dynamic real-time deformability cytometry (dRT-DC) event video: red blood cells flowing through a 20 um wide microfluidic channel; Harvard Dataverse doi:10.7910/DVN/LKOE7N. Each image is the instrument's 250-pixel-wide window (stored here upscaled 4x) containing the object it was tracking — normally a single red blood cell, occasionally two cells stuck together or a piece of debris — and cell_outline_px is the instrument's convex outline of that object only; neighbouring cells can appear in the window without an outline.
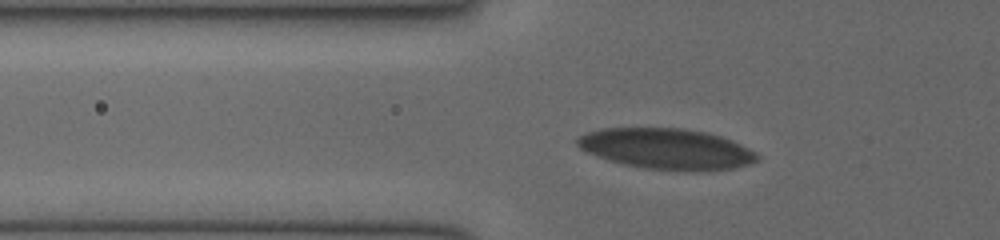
{"species": "human", "species_latin": "Homo sapiens", "temperature_condition": "cold", "stored_images_in_passage": 37, "camera_frame_rate_fps": 3000, "um_per_image_px": 0.085, "donor": {"sex": "female"}, "frame": {"image": 1, "passage_image": 10, "time_ms": 3.0, "image_size_px": [1000, 240], "cell_outline_px": [[760, 160], [748, 164], [732, 168], [708, 172], [684, 172], [644, 168], [624, 164], [584, 152], [576, 144], [576, 140], [580, 136], [588, 132], [600, 128], [684, 128], [704, 132], [720, 136], [732, 140], [756, 152], [760, 156]], "centroid_in_image_um": [56.69, 12.67], "position_along_channel_um": 69.1, "area_um2": 43.18}}
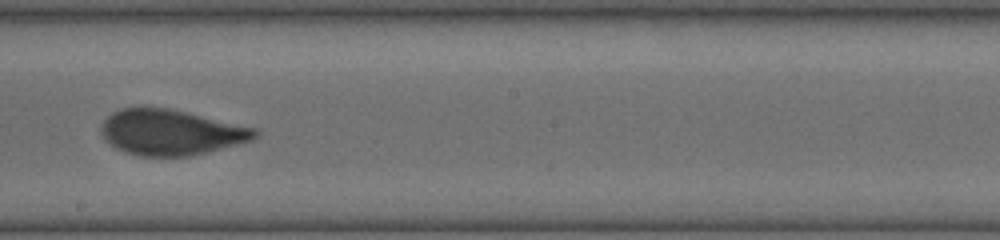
{"frame": {"image": 2, "passage_image": 22, "time_ms": 7.0, "image_size_px": [1000, 240], "cell_outline_px": [[260, 132], [252, 140], [188, 156], [140, 156], [124, 152], [116, 148], [104, 140], [100, 132], [100, 128], [104, 120], [112, 112], [120, 108], [168, 108], [256, 128]], "centroid_in_image_um": [14.47, 11.25], "position_along_channel_um": 233.7, "area_um2": 40.4}}
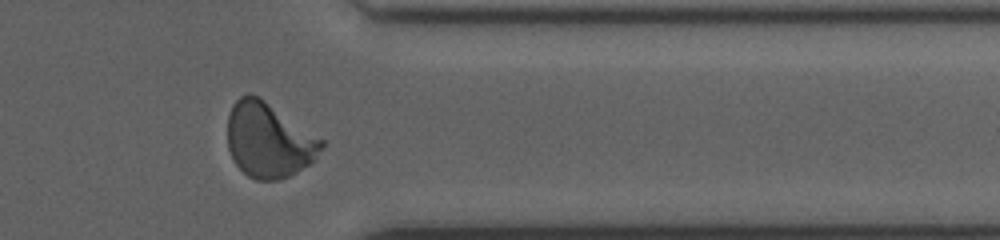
{"frame": {"image": 3, "passage_image": 33, "time_ms": 10.667, "image_size_px": [1000, 240], "cell_outline_px": [[324, 144], [312, 164], [280, 180], [256, 180], [248, 176], [236, 164], [228, 148], [228, 116], [232, 104], [240, 96], [248, 92], [260, 96], [324, 140]], "centroid_in_image_um": [22.84, 11.89], "position_along_channel_um": 388.6, "area_um2": 41.27}}